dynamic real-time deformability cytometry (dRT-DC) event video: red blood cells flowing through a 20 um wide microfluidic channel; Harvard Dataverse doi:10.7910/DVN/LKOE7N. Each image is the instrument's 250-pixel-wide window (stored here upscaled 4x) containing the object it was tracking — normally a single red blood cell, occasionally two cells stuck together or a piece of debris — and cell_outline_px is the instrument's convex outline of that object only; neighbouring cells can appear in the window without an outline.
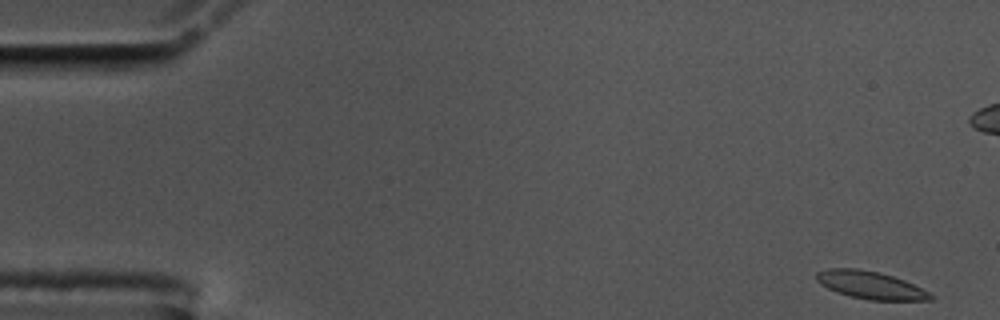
{"species": "common noctule bat (a hibernating species)", "species_latin": "Nyctalus noctula", "temperature_condition": "cold", "stored_images_in_passage": 57, "camera_frame_rate_fps": 3000, "um_per_image_px": 0.085, "animal": {"sex": "male", "body_mass_g": 17.5, "forearm_length_mm": 52.3}, "frame": {"image": 1, "passage_image": 1, "time_ms": 0.0, "image_size_px": [1000, 320], "cell_outline_px": [[936, 296], [932, 300], [868, 300], [836, 292], [820, 284], [816, 280], [816, 272], [828, 268], [856, 268], [880, 272], [904, 280]], "centroid_in_image_um": [73.97, 24.23], "position_along_channel_um": 11.0, "area_um2": 18.32}}
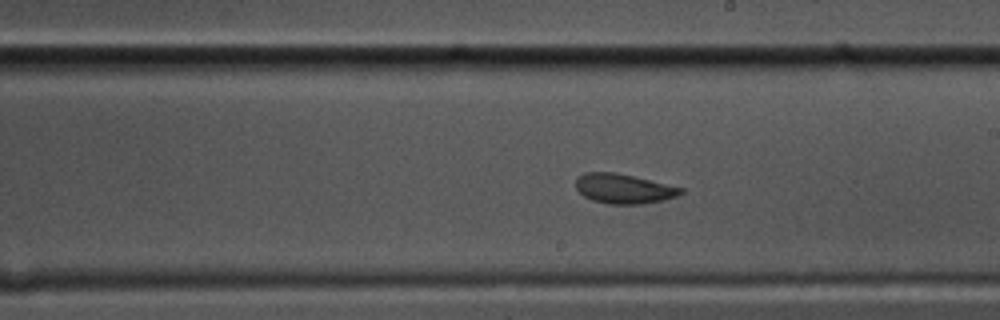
{"frame": {"image": 2, "passage_image": 31, "time_ms": 10.0, "image_size_px": [1000, 320], "cell_outline_px": [[684, 192], [676, 196], [664, 200], [640, 204], [608, 204], [592, 200], [584, 196], [576, 188], [576, 180], [584, 172], [612, 172], [632, 176], [684, 188]], "centroid_in_image_um": [53.01, 16.04], "position_along_channel_um": 236.0, "area_um2": 17.98}}
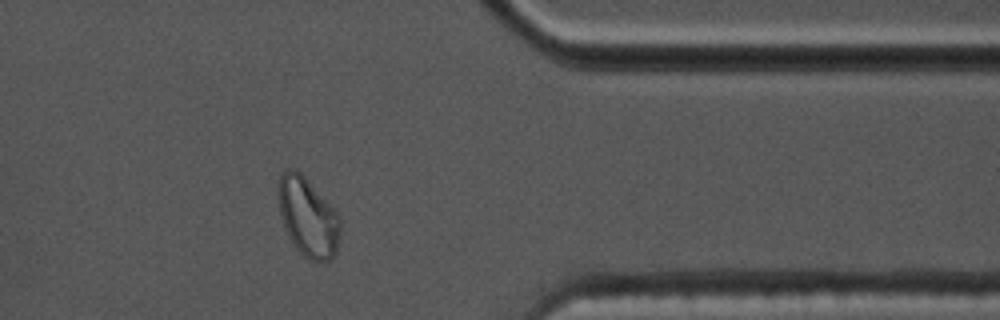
{"frame": {"image": 3, "passage_image": 45, "time_ms": 14.667, "image_size_px": [1000, 320], "cell_outline_px": [[340, 228], [336, 252], [332, 260], [320, 264], [304, 256], [296, 248], [288, 236], [280, 216], [280, 176], [288, 168], [296, 168], [304, 176], [340, 216]], "centroid_in_image_um": [26.2, 18.51], "position_along_channel_um": 385.2, "area_um2": 28.15}}